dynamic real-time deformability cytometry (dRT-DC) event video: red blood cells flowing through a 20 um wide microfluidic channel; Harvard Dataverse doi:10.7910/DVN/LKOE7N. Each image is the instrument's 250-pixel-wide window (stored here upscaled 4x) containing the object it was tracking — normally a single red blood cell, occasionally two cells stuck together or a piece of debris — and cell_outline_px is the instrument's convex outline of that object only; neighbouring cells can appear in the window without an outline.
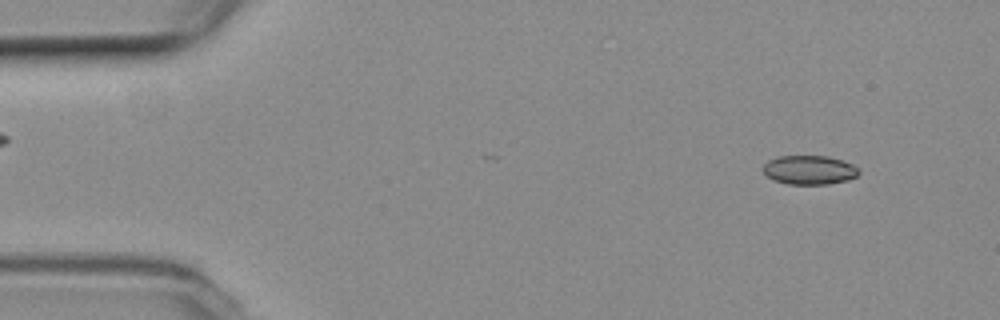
{"species": "common noctule bat (a hibernating species)", "species_latin": "Nyctalus noctula", "temperature_condition": "room temperature", "stored_images_in_passage": 54, "camera_frame_rate_fps": 3000, "um_per_image_px": 0.085, "animal": {"sex": "female", "body_mass_g": 19.3, "forearm_length_mm": 54.1}, "frame": {"image": 1, "passage_image": 5, "time_ms": 1.333, "image_size_px": [1000, 320], "cell_outline_px": [[860, 172], [856, 176], [848, 180], [824, 184], [788, 184], [772, 180], [764, 172], [764, 164], [768, 160], [776, 156], [828, 156], [852, 164]], "centroid_in_image_um": [68.76, 14.44], "position_along_channel_um": 16.2, "area_um2": 16.07}}
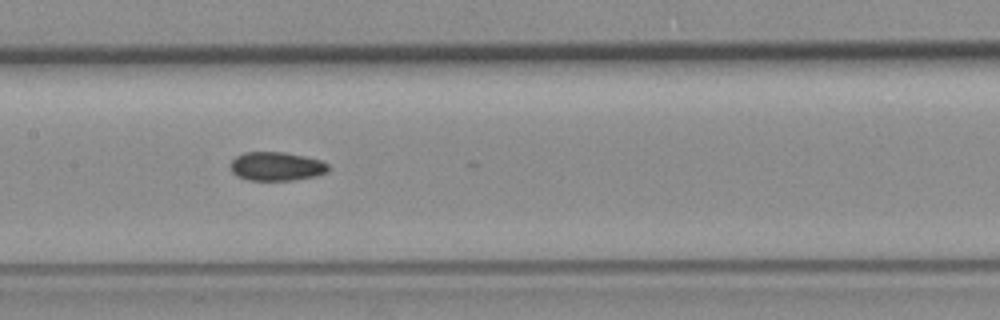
{"frame": {"image": 2, "passage_image": 26, "time_ms": 8.333, "image_size_px": [1000, 320], "cell_outline_px": [[328, 172], [316, 176], [292, 180], [248, 180], [236, 176], [232, 172], [232, 160], [236, 156], [244, 152], [284, 152], [304, 156], [320, 160], [328, 164]], "centroid_in_image_um": [23.5, 14.14], "position_along_channel_um": 183.9, "area_um2": 16.36}}
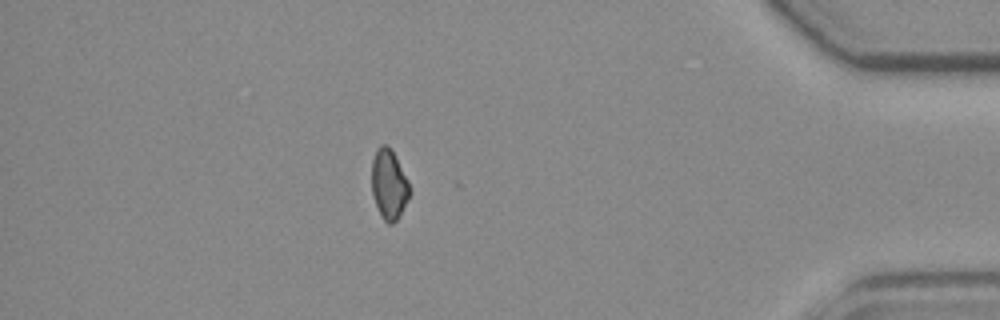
{"frame": {"image": 3, "passage_image": 47, "time_ms": 15.333, "image_size_px": [1000, 320], "cell_outline_px": [[412, 192], [408, 200], [396, 220], [392, 224], [388, 224], [384, 220], [372, 196], [372, 160], [376, 148], [380, 144], [388, 144], [408, 180]], "centroid_in_image_um": [33.06, 15.65], "position_along_channel_um": 402.1, "area_um2": 15.43}, "authors_computed_cell_mechanics": {"area_um2": 16.3285, "velocity_mm_per_s": 3.7885, "shape_relaxation_time_tau1_ms": null, "shape_relaxation_time_tau2_ms": 6.5767, "deformation_change_tau1": null, "deformation_change_tau2": 0.0878}}